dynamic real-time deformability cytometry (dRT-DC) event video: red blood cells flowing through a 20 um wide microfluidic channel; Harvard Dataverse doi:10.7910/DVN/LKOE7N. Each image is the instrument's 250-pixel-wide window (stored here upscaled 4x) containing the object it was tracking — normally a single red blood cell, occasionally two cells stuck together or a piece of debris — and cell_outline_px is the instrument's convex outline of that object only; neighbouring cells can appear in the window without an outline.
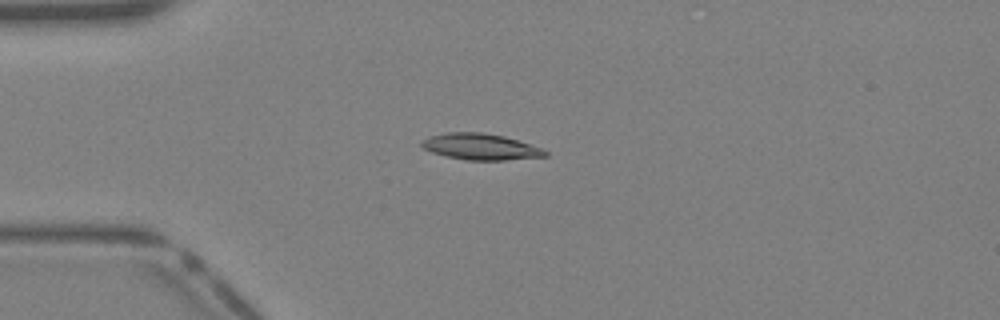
{"species": "Egyptian fruit bat (a non-hibernating species)", "species_latin": "Rousettus aegyptiacus", "temperature_condition": "warm", "stored_images_in_passage": 23, "camera_frame_rate_fps": 3000, "um_per_image_px": 0.085, "animal": {"sex": "female"}, "frame": {"image": 1, "passage_image": 11, "time_ms": 3.333, "image_size_px": [1000, 320], "cell_outline_px": [[548, 156], [504, 160], [468, 160], [448, 156], [432, 152], [424, 148], [420, 144], [420, 140], [428, 136], [448, 132], [484, 132], [504, 136], [540, 148], [548, 152]], "centroid_in_image_um": [40.81, 12.46], "position_along_channel_um": 44.2, "area_um2": 18.73}}
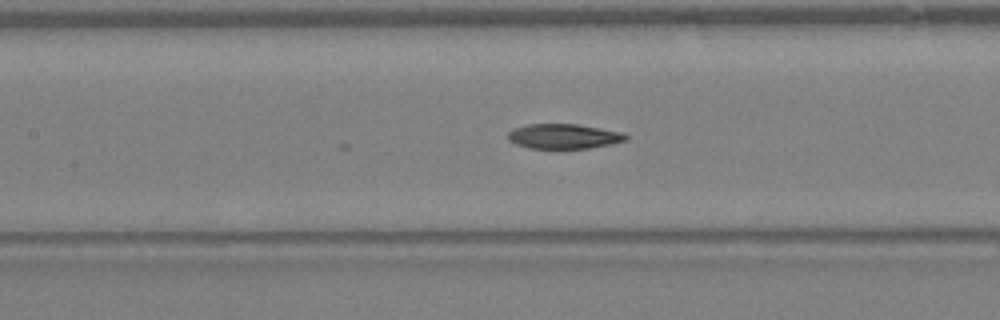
{"frame": {"image": 2, "passage_image": 19, "time_ms": 6.0, "image_size_px": [1000, 320], "cell_outline_px": [[628, 140], [612, 144], [588, 148], [528, 148], [516, 144], [508, 140], [508, 132], [512, 128], [528, 124], [576, 124], [600, 128], [620, 132], [628, 136]], "centroid_in_image_um": [47.89, 11.58], "position_along_channel_um": 159.5, "area_um2": 17.05}}
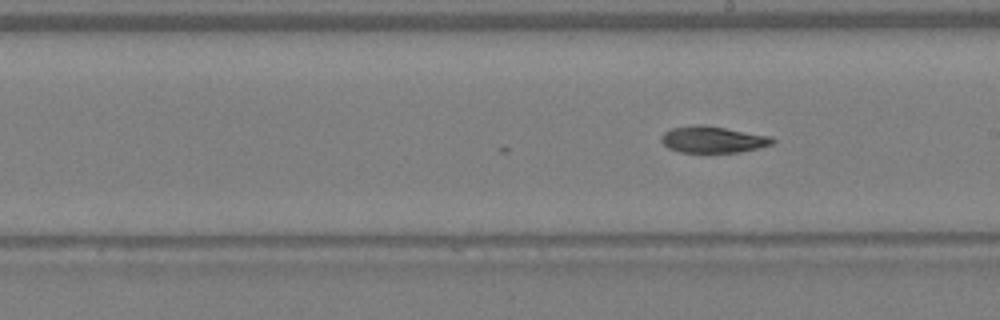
{"frame": {"image": 3, "passage_image": 23, "time_ms": 7.333, "image_size_px": [1000, 320], "cell_outline_px": [[776, 140], [772, 144], [740, 152], [680, 152], [668, 148], [660, 140], [660, 136], [664, 132], [672, 128], [692, 124], [724, 128], [772, 136]], "centroid_in_image_um": [60.57, 11.86], "position_along_channel_um": 228.4, "area_um2": 17.05}}